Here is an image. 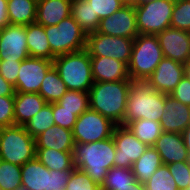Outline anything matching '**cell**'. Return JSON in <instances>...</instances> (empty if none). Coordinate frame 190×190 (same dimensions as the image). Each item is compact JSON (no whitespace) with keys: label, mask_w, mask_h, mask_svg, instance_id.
Instances as JSON below:
<instances>
[{"label":"cell","mask_w":190,"mask_h":190,"mask_svg":"<svg viewBox=\"0 0 190 190\" xmlns=\"http://www.w3.org/2000/svg\"><path fill=\"white\" fill-rule=\"evenodd\" d=\"M71 16L87 35L97 32L100 19L87 0H72Z\"/></svg>","instance_id":"cell-26"},{"label":"cell","mask_w":190,"mask_h":190,"mask_svg":"<svg viewBox=\"0 0 190 190\" xmlns=\"http://www.w3.org/2000/svg\"><path fill=\"white\" fill-rule=\"evenodd\" d=\"M1 96L14 97L15 88L13 85L7 82L0 74V97Z\"/></svg>","instance_id":"cell-45"},{"label":"cell","mask_w":190,"mask_h":190,"mask_svg":"<svg viewBox=\"0 0 190 190\" xmlns=\"http://www.w3.org/2000/svg\"><path fill=\"white\" fill-rule=\"evenodd\" d=\"M184 77V64L164 57L148 80L160 93L170 95Z\"/></svg>","instance_id":"cell-16"},{"label":"cell","mask_w":190,"mask_h":190,"mask_svg":"<svg viewBox=\"0 0 190 190\" xmlns=\"http://www.w3.org/2000/svg\"><path fill=\"white\" fill-rule=\"evenodd\" d=\"M46 104L47 102L39 95V93L15 92V125L24 126Z\"/></svg>","instance_id":"cell-23"},{"label":"cell","mask_w":190,"mask_h":190,"mask_svg":"<svg viewBox=\"0 0 190 190\" xmlns=\"http://www.w3.org/2000/svg\"><path fill=\"white\" fill-rule=\"evenodd\" d=\"M148 79H137L131 82L128 92L126 112L123 125L137 119L160 121L164 113L165 97Z\"/></svg>","instance_id":"cell-2"},{"label":"cell","mask_w":190,"mask_h":190,"mask_svg":"<svg viewBox=\"0 0 190 190\" xmlns=\"http://www.w3.org/2000/svg\"><path fill=\"white\" fill-rule=\"evenodd\" d=\"M170 27L190 32V0H175Z\"/></svg>","instance_id":"cell-35"},{"label":"cell","mask_w":190,"mask_h":190,"mask_svg":"<svg viewBox=\"0 0 190 190\" xmlns=\"http://www.w3.org/2000/svg\"><path fill=\"white\" fill-rule=\"evenodd\" d=\"M131 82H94L88 91L90 109L116 125H123Z\"/></svg>","instance_id":"cell-3"},{"label":"cell","mask_w":190,"mask_h":190,"mask_svg":"<svg viewBox=\"0 0 190 190\" xmlns=\"http://www.w3.org/2000/svg\"><path fill=\"white\" fill-rule=\"evenodd\" d=\"M72 171H73V169H66L63 171L50 170L51 189L52 190H65Z\"/></svg>","instance_id":"cell-43"},{"label":"cell","mask_w":190,"mask_h":190,"mask_svg":"<svg viewBox=\"0 0 190 190\" xmlns=\"http://www.w3.org/2000/svg\"><path fill=\"white\" fill-rule=\"evenodd\" d=\"M153 147L165 165L189 161V155L181 133L162 132Z\"/></svg>","instance_id":"cell-18"},{"label":"cell","mask_w":190,"mask_h":190,"mask_svg":"<svg viewBox=\"0 0 190 190\" xmlns=\"http://www.w3.org/2000/svg\"><path fill=\"white\" fill-rule=\"evenodd\" d=\"M132 168L113 167L108 170L107 175L100 187H123L129 186L136 181Z\"/></svg>","instance_id":"cell-36"},{"label":"cell","mask_w":190,"mask_h":190,"mask_svg":"<svg viewBox=\"0 0 190 190\" xmlns=\"http://www.w3.org/2000/svg\"><path fill=\"white\" fill-rule=\"evenodd\" d=\"M37 2L35 0H8L7 12L9 23L23 25L35 23Z\"/></svg>","instance_id":"cell-25"},{"label":"cell","mask_w":190,"mask_h":190,"mask_svg":"<svg viewBox=\"0 0 190 190\" xmlns=\"http://www.w3.org/2000/svg\"><path fill=\"white\" fill-rule=\"evenodd\" d=\"M29 57L26 26L9 24L0 32L1 61H23Z\"/></svg>","instance_id":"cell-14"},{"label":"cell","mask_w":190,"mask_h":190,"mask_svg":"<svg viewBox=\"0 0 190 190\" xmlns=\"http://www.w3.org/2000/svg\"><path fill=\"white\" fill-rule=\"evenodd\" d=\"M112 137L116 146L114 167L132 168L148 148L124 125H116Z\"/></svg>","instance_id":"cell-11"},{"label":"cell","mask_w":190,"mask_h":190,"mask_svg":"<svg viewBox=\"0 0 190 190\" xmlns=\"http://www.w3.org/2000/svg\"><path fill=\"white\" fill-rule=\"evenodd\" d=\"M35 138L21 125L3 127L0 137V160L23 166L35 158Z\"/></svg>","instance_id":"cell-6"},{"label":"cell","mask_w":190,"mask_h":190,"mask_svg":"<svg viewBox=\"0 0 190 190\" xmlns=\"http://www.w3.org/2000/svg\"><path fill=\"white\" fill-rule=\"evenodd\" d=\"M133 44L134 38L114 37L94 32L87 35L85 49L90 57H109L128 65Z\"/></svg>","instance_id":"cell-9"},{"label":"cell","mask_w":190,"mask_h":190,"mask_svg":"<svg viewBox=\"0 0 190 190\" xmlns=\"http://www.w3.org/2000/svg\"><path fill=\"white\" fill-rule=\"evenodd\" d=\"M15 125L14 97H0V127Z\"/></svg>","instance_id":"cell-41"},{"label":"cell","mask_w":190,"mask_h":190,"mask_svg":"<svg viewBox=\"0 0 190 190\" xmlns=\"http://www.w3.org/2000/svg\"><path fill=\"white\" fill-rule=\"evenodd\" d=\"M152 1H155V0H130V4H132L134 6H138V5L149 3Z\"/></svg>","instance_id":"cell-50"},{"label":"cell","mask_w":190,"mask_h":190,"mask_svg":"<svg viewBox=\"0 0 190 190\" xmlns=\"http://www.w3.org/2000/svg\"><path fill=\"white\" fill-rule=\"evenodd\" d=\"M115 151L113 137L91 143H75L73 164L101 186L108 170L114 167Z\"/></svg>","instance_id":"cell-1"},{"label":"cell","mask_w":190,"mask_h":190,"mask_svg":"<svg viewBox=\"0 0 190 190\" xmlns=\"http://www.w3.org/2000/svg\"><path fill=\"white\" fill-rule=\"evenodd\" d=\"M21 61H0V74L16 88Z\"/></svg>","instance_id":"cell-42"},{"label":"cell","mask_w":190,"mask_h":190,"mask_svg":"<svg viewBox=\"0 0 190 190\" xmlns=\"http://www.w3.org/2000/svg\"><path fill=\"white\" fill-rule=\"evenodd\" d=\"M72 130L53 125L35 137V148H52L63 152H73Z\"/></svg>","instance_id":"cell-21"},{"label":"cell","mask_w":190,"mask_h":190,"mask_svg":"<svg viewBox=\"0 0 190 190\" xmlns=\"http://www.w3.org/2000/svg\"><path fill=\"white\" fill-rule=\"evenodd\" d=\"M164 58L158 38L152 34H138L134 38L128 74L132 81L148 79Z\"/></svg>","instance_id":"cell-5"},{"label":"cell","mask_w":190,"mask_h":190,"mask_svg":"<svg viewBox=\"0 0 190 190\" xmlns=\"http://www.w3.org/2000/svg\"><path fill=\"white\" fill-rule=\"evenodd\" d=\"M53 66L67 90L88 92L94 83L91 59L86 49L56 56Z\"/></svg>","instance_id":"cell-4"},{"label":"cell","mask_w":190,"mask_h":190,"mask_svg":"<svg viewBox=\"0 0 190 190\" xmlns=\"http://www.w3.org/2000/svg\"><path fill=\"white\" fill-rule=\"evenodd\" d=\"M168 169L177 184L178 190L188 188L190 177V161L168 164Z\"/></svg>","instance_id":"cell-38"},{"label":"cell","mask_w":190,"mask_h":190,"mask_svg":"<svg viewBox=\"0 0 190 190\" xmlns=\"http://www.w3.org/2000/svg\"><path fill=\"white\" fill-rule=\"evenodd\" d=\"M65 190H100L92 179L83 171L74 168Z\"/></svg>","instance_id":"cell-37"},{"label":"cell","mask_w":190,"mask_h":190,"mask_svg":"<svg viewBox=\"0 0 190 190\" xmlns=\"http://www.w3.org/2000/svg\"><path fill=\"white\" fill-rule=\"evenodd\" d=\"M53 61L46 58L28 57L21 61L15 92L39 93L41 83Z\"/></svg>","instance_id":"cell-12"},{"label":"cell","mask_w":190,"mask_h":190,"mask_svg":"<svg viewBox=\"0 0 190 190\" xmlns=\"http://www.w3.org/2000/svg\"><path fill=\"white\" fill-rule=\"evenodd\" d=\"M72 0H41L37 2L36 23L44 27L57 25L71 15Z\"/></svg>","instance_id":"cell-20"},{"label":"cell","mask_w":190,"mask_h":190,"mask_svg":"<svg viewBox=\"0 0 190 190\" xmlns=\"http://www.w3.org/2000/svg\"><path fill=\"white\" fill-rule=\"evenodd\" d=\"M164 109L159 121L163 132L182 133L190 124V106L167 95Z\"/></svg>","instance_id":"cell-17"},{"label":"cell","mask_w":190,"mask_h":190,"mask_svg":"<svg viewBox=\"0 0 190 190\" xmlns=\"http://www.w3.org/2000/svg\"><path fill=\"white\" fill-rule=\"evenodd\" d=\"M87 2L91 4L92 10L98 15L100 20L110 17L126 4L122 0H87Z\"/></svg>","instance_id":"cell-39"},{"label":"cell","mask_w":190,"mask_h":190,"mask_svg":"<svg viewBox=\"0 0 190 190\" xmlns=\"http://www.w3.org/2000/svg\"><path fill=\"white\" fill-rule=\"evenodd\" d=\"M122 1H124L125 3H130V0H122Z\"/></svg>","instance_id":"cell-52"},{"label":"cell","mask_w":190,"mask_h":190,"mask_svg":"<svg viewBox=\"0 0 190 190\" xmlns=\"http://www.w3.org/2000/svg\"><path fill=\"white\" fill-rule=\"evenodd\" d=\"M116 124L91 109L83 112L72 130L74 143H91L113 136Z\"/></svg>","instance_id":"cell-10"},{"label":"cell","mask_w":190,"mask_h":190,"mask_svg":"<svg viewBox=\"0 0 190 190\" xmlns=\"http://www.w3.org/2000/svg\"><path fill=\"white\" fill-rule=\"evenodd\" d=\"M21 176V166L0 160V190H18Z\"/></svg>","instance_id":"cell-33"},{"label":"cell","mask_w":190,"mask_h":190,"mask_svg":"<svg viewBox=\"0 0 190 190\" xmlns=\"http://www.w3.org/2000/svg\"><path fill=\"white\" fill-rule=\"evenodd\" d=\"M68 111H77V117L90 109L89 93L84 91L67 90L57 102Z\"/></svg>","instance_id":"cell-32"},{"label":"cell","mask_w":190,"mask_h":190,"mask_svg":"<svg viewBox=\"0 0 190 190\" xmlns=\"http://www.w3.org/2000/svg\"><path fill=\"white\" fill-rule=\"evenodd\" d=\"M45 34L55 56L86 48L87 34L71 15L64 18L57 25L45 27Z\"/></svg>","instance_id":"cell-7"},{"label":"cell","mask_w":190,"mask_h":190,"mask_svg":"<svg viewBox=\"0 0 190 190\" xmlns=\"http://www.w3.org/2000/svg\"><path fill=\"white\" fill-rule=\"evenodd\" d=\"M156 36L164 57L182 64L190 60V32L169 27Z\"/></svg>","instance_id":"cell-15"},{"label":"cell","mask_w":190,"mask_h":190,"mask_svg":"<svg viewBox=\"0 0 190 190\" xmlns=\"http://www.w3.org/2000/svg\"><path fill=\"white\" fill-rule=\"evenodd\" d=\"M162 164L160 154L153 146H149L142 156L133 163L132 172L140 183L145 184Z\"/></svg>","instance_id":"cell-27"},{"label":"cell","mask_w":190,"mask_h":190,"mask_svg":"<svg viewBox=\"0 0 190 190\" xmlns=\"http://www.w3.org/2000/svg\"><path fill=\"white\" fill-rule=\"evenodd\" d=\"M97 32L114 37L135 38L139 32L134 5L126 3L110 17L101 19Z\"/></svg>","instance_id":"cell-13"},{"label":"cell","mask_w":190,"mask_h":190,"mask_svg":"<svg viewBox=\"0 0 190 190\" xmlns=\"http://www.w3.org/2000/svg\"><path fill=\"white\" fill-rule=\"evenodd\" d=\"M8 0H0V27L4 28L9 25V18L7 12Z\"/></svg>","instance_id":"cell-46"},{"label":"cell","mask_w":190,"mask_h":190,"mask_svg":"<svg viewBox=\"0 0 190 190\" xmlns=\"http://www.w3.org/2000/svg\"><path fill=\"white\" fill-rule=\"evenodd\" d=\"M184 77L190 81V60L184 64Z\"/></svg>","instance_id":"cell-49"},{"label":"cell","mask_w":190,"mask_h":190,"mask_svg":"<svg viewBox=\"0 0 190 190\" xmlns=\"http://www.w3.org/2000/svg\"><path fill=\"white\" fill-rule=\"evenodd\" d=\"M18 190H28V189L24 187H20Z\"/></svg>","instance_id":"cell-51"},{"label":"cell","mask_w":190,"mask_h":190,"mask_svg":"<svg viewBox=\"0 0 190 190\" xmlns=\"http://www.w3.org/2000/svg\"><path fill=\"white\" fill-rule=\"evenodd\" d=\"M35 157L49 170L74 169L73 152H63L52 148H36Z\"/></svg>","instance_id":"cell-28"},{"label":"cell","mask_w":190,"mask_h":190,"mask_svg":"<svg viewBox=\"0 0 190 190\" xmlns=\"http://www.w3.org/2000/svg\"><path fill=\"white\" fill-rule=\"evenodd\" d=\"M175 0H155L134 6L139 34L157 35L170 27Z\"/></svg>","instance_id":"cell-8"},{"label":"cell","mask_w":190,"mask_h":190,"mask_svg":"<svg viewBox=\"0 0 190 190\" xmlns=\"http://www.w3.org/2000/svg\"><path fill=\"white\" fill-rule=\"evenodd\" d=\"M53 118L55 125L68 130H73L77 121V111H68L63 109L57 102L53 103Z\"/></svg>","instance_id":"cell-40"},{"label":"cell","mask_w":190,"mask_h":190,"mask_svg":"<svg viewBox=\"0 0 190 190\" xmlns=\"http://www.w3.org/2000/svg\"><path fill=\"white\" fill-rule=\"evenodd\" d=\"M67 92V87L54 66L47 72L41 83L39 95L47 102H58Z\"/></svg>","instance_id":"cell-29"},{"label":"cell","mask_w":190,"mask_h":190,"mask_svg":"<svg viewBox=\"0 0 190 190\" xmlns=\"http://www.w3.org/2000/svg\"><path fill=\"white\" fill-rule=\"evenodd\" d=\"M26 40L29 57L46 58L51 61L56 57L51 51L43 25L36 22L28 24L26 26Z\"/></svg>","instance_id":"cell-24"},{"label":"cell","mask_w":190,"mask_h":190,"mask_svg":"<svg viewBox=\"0 0 190 190\" xmlns=\"http://www.w3.org/2000/svg\"><path fill=\"white\" fill-rule=\"evenodd\" d=\"M129 130L148 147L153 146L163 132L159 121L137 119L126 125Z\"/></svg>","instance_id":"cell-30"},{"label":"cell","mask_w":190,"mask_h":190,"mask_svg":"<svg viewBox=\"0 0 190 190\" xmlns=\"http://www.w3.org/2000/svg\"><path fill=\"white\" fill-rule=\"evenodd\" d=\"M146 190H178L168 165L162 164L145 183Z\"/></svg>","instance_id":"cell-34"},{"label":"cell","mask_w":190,"mask_h":190,"mask_svg":"<svg viewBox=\"0 0 190 190\" xmlns=\"http://www.w3.org/2000/svg\"><path fill=\"white\" fill-rule=\"evenodd\" d=\"M100 190H146L145 184L140 183L136 180L134 183L129 186L123 187H100Z\"/></svg>","instance_id":"cell-47"},{"label":"cell","mask_w":190,"mask_h":190,"mask_svg":"<svg viewBox=\"0 0 190 190\" xmlns=\"http://www.w3.org/2000/svg\"><path fill=\"white\" fill-rule=\"evenodd\" d=\"M181 134L183 136V140L187 148L189 161H190V124L186 127V129Z\"/></svg>","instance_id":"cell-48"},{"label":"cell","mask_w":190,"mask_h":190,"mask_svg":"<svg viewBox=\"0 0 190 190\" xmlns=\"http://www.w3.org/2000/svg\"><path fill=\"white\" fill-rule=\"evenodd\" d=\"M170 96L182 104L190 106V81L183 77Z\"/></svg>","instance_id":"cell-44"},{"label":"cell","mask_w":190,"mask_h":190,"mask_svg":"<svg viewBox=\"0 0 190 190\" xmlns=\"http://www.w3.org/2000/svg\"><path fill=\"white\" fill-rule=\"evenodd\" d=\"M53 125H55L53 118V103H47L24 125V127L26 131L35 138Z\"/></svg>","instance_id":"cell-31"},{"label":"cell","mask_w":190,"mask_h":190,"mask_svg":"<svg viewBox=\"0 0 190 190\" xmlns=\"http://www.w3.org/2000/svg\"><path fill=\"white\" fill-rule=\"evenodd\" d=\"M94 82L132 81L128 65L109 57H90Z\"/></svg>","instance_id":"cell-19"},{"label":"cell","mask_w":190,"mask_h":190,"mask_svg":"<svg viewBox=\"0 0 190 190\" xmlns=\"http://www.w3.org/2000/svg\"><path fill=\"white\" fill-rule=\"evenodd\" d=\"M22 187L28 190H52L50 170L36 157L21 166Z\"/></svg>","instance_id":"cell-22"}]
</instances>
